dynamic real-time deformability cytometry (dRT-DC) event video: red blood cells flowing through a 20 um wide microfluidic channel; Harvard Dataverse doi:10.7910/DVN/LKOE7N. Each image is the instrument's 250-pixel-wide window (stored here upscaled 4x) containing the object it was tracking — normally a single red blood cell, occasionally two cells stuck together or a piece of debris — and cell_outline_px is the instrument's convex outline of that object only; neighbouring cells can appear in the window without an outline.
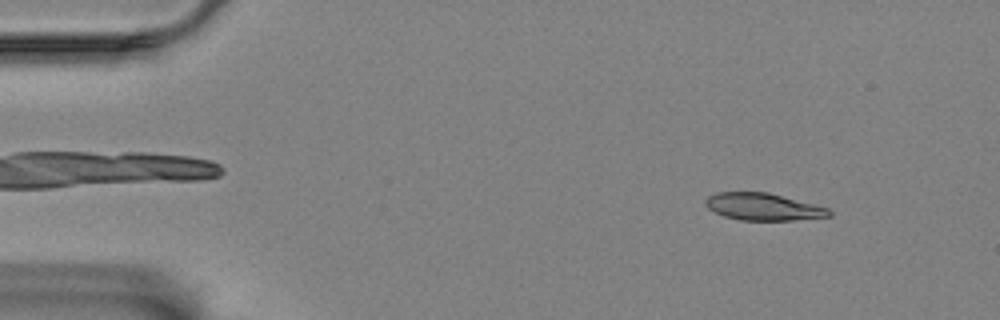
{"species": "Egyptian fruit bat (a non-hibernating species)", "species_latin": "Rousettus aegyptiacus", "temperature_condition": "room temperature", "stored_images_in_passage": 47, "camera_frame_rate_fps": 3000, "um_per_image_px": 0.085, "animal": {"sex": "female"}, "frame": {"image": 1, "passage_image": 6, "time_ms": 1.667, "image_size_px": [1000, 320], "cell_outline_px": [[832, 216], [792, 220], [740, 220], [724, 216], [708, 208], [704, 204], [704, 200], [708, 196], [716, 192], [768, 192], [828, 208], [832, 212]], "centroid_in_image_um": [64.85, 17.57], "position_along_channel_um": 20.2, "area_um2": 19.48}}
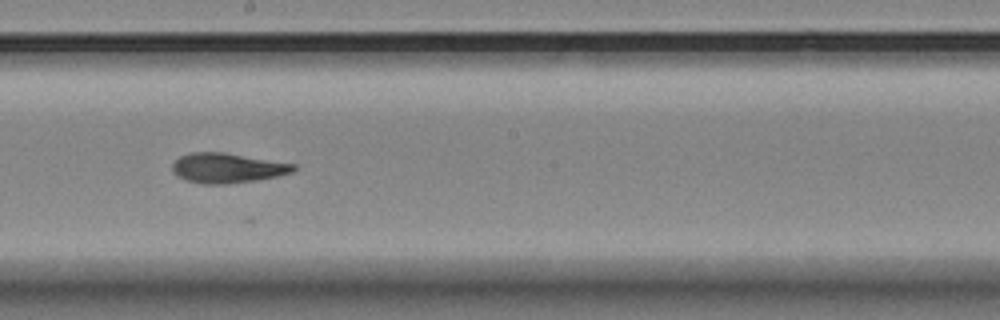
{"frame": {"image": 2, "passage_image": 31, "time_ms": 10.0, "image_size_px": [1000, 320], "cell_outline_px": [[296, 168], [292, 172], [276, 176], [256, 180], [228, 184], [204, 184], [184, 180], [176, 176], [172, 168], [172, 164], [180, 156], [188, 152], [224, 152], [296, 164]], "centroid_in_image_um": [19.29, 14.28], "position_along_channel_um": 228.9, "area_um2": 21.15}}
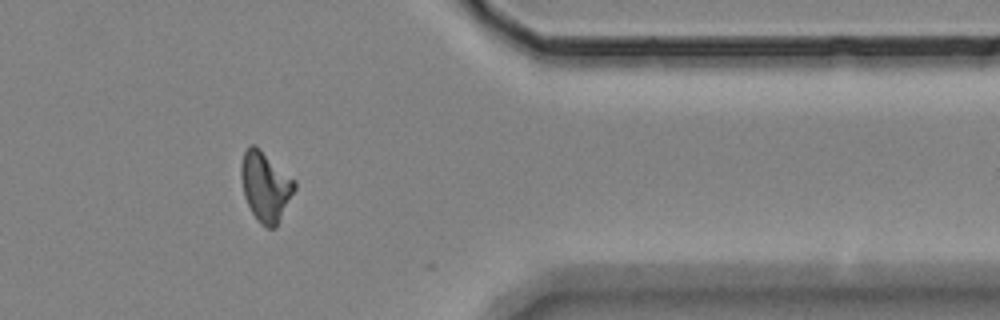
{"frame": {"image": 3, "passage_image": 46, "time_ms": 15.0, "image_size_px": [1000, 320], "cell_outline_px": [[296, 188], [276, 228], [268, 228], [260, 224], [256, 220], [244, 196], [240, 176], [240, 164], [244, 152], [248, 144], [256, 144], [296, 180]], "centroid_in_image_um": [22.56, 15.82], "position_along_channel_um": 388.8, "area_um2": 22.14}, "authors_computed_cell_mechanics": {"area_um2": 20.8658, "velocity_mm_per_s": 3.5187, "shape_relaxation_time_tau1_ms": null, "shape_relaxation_time_tau2_ms": 4.4624, "deformation_change_tau1": null, "deformation_change_tau2": 0.0854}}